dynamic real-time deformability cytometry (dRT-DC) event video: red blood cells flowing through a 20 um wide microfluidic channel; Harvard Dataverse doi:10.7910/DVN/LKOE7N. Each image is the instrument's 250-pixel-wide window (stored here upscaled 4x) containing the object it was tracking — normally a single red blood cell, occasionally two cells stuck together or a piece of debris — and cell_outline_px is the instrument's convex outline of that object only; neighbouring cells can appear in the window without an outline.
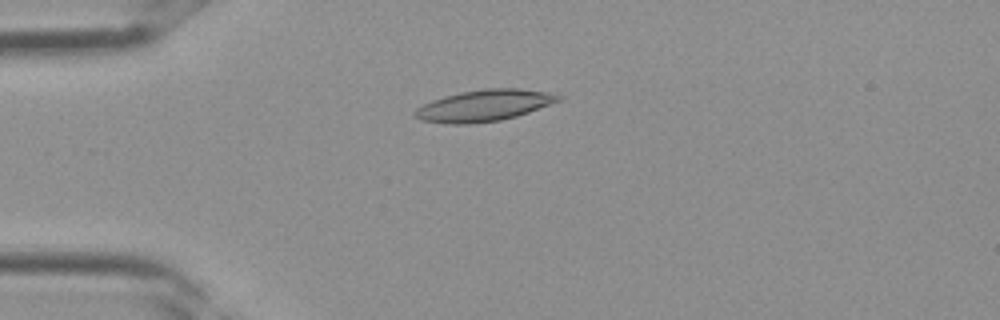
{"species": "Egyptian fruit bat (a non-hibernating species)", "species_latin": "Rousettus aegyptiacus", "temperature_condition": "room temperature", "stored_images_in_passage": 3, "camera_frame_rate_fps": 3000, "um_per_image_px": 0.085, "frame": {"image": 1, "passage_image": 3, "time_ms": 0.667, "image_size_px": [1000, 320], "cell_outline_px": [[564, 96], [560, 100], [528, 112], [516, 116], [500, 120], [468, 124], [448, 124], [420, 120], [412, 116], [412, 112], [416, 108], [432, 100], [444, 96], [460, 92], [484, 88], [520, 88], [544, 92]], "centroid_in_image_um": [41.08, 8.97], "position_along_channel_um": 43.9, "area_um2": 26.24}}